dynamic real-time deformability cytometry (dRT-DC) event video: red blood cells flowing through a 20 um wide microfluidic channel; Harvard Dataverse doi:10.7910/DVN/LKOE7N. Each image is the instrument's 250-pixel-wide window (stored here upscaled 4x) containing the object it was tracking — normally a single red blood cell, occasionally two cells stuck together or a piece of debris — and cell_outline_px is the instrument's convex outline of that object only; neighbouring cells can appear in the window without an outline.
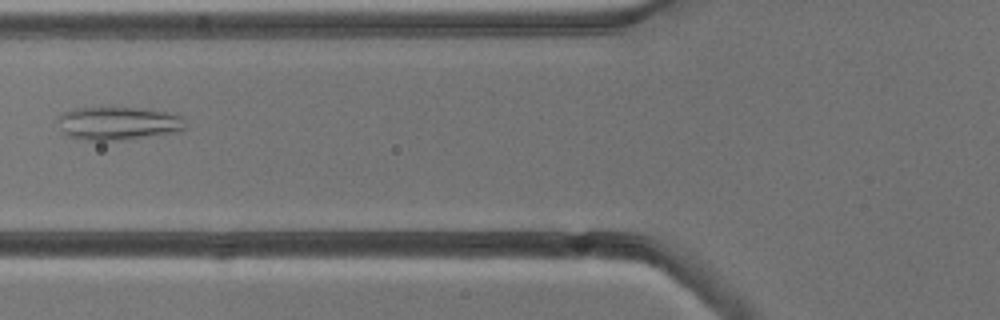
{"species": "common noctule bat (a hibernating species)", "species_latin": "Nyctalus noctula", "temperature_condition": "cold", "stored_images_in_passage": 6, "camera_frame_rate_fps": 3000, "um_per_image_px": 0.085, "animal": {"sex": "male", "body_mass_g": 13.3}, "frame": {"image": 1, "passage_image": 6, "time_ms": 5.667, "image_size_px": [1000, 320], "cell_outline_px": [[184, 128], [180, 132], [124, 140], [88, 140], [68, 136], [60, 128], [56, 120], [64, 112], [76, 108], [140, 108], [164, 112], [184, 116]], "centroid_in_image_um": [10.06, 10.49], "position_along_channel_um": 115.7, "area_um2": 24.62}}